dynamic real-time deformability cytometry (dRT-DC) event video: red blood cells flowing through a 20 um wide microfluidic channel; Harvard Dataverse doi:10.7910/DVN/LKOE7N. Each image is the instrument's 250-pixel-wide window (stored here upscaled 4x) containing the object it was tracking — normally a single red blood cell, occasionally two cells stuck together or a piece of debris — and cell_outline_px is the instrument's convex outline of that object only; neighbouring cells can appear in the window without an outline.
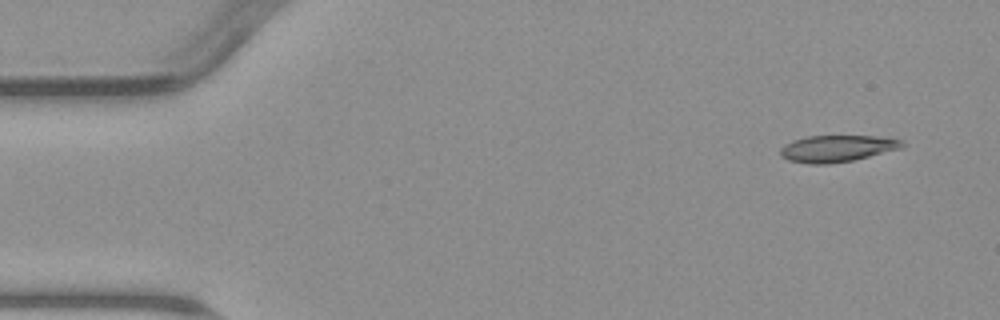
{"species": "common noctule bat (a hibernating species)", "species_latin": "Nyctalus noctula", "temperature_condition": "warm", "stored_images_in_passage": 5, "camera_frame_rate_fps": 3000, "um_per_image_px": 0.085, "animal": {"sex": "male", "body_mass_g": 23.1, "forearm_length_mm": 52.7}, "frame": {"image": 1, "passage_image": 1, "time_ms": 0.0, "image_size_px": [1000, 320], "cell_outline_px": [[904, 144], [900, 148], [852, 160], [828, 164], [808, 164], [788, 160], [780, 156], [780, 148], [784, 144], [792, 140], [808, 136], [888, 136], [900, 140]], "centroid_in_image_um": [71.09, 12.61], "position_along_channel_um": 13.9, "area_um2": 18.9}}
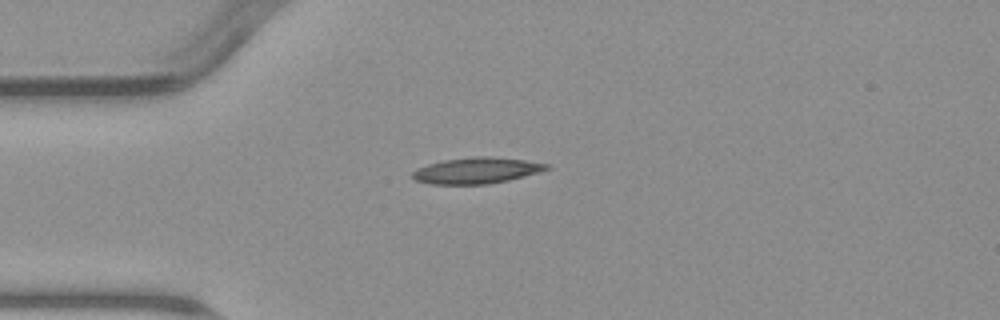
{"frame": {"image": 2, "passage_image": 4, "time_ms": 3.333, "image_size_px": [1000, 320], "cell_outline_px": [[552, 168], [540, 172], [508, 180], [488, 184], [428, 184], [416, 180], [412, 176], [412, 172], [428, 164], [444, 160], [472, 156], [488, 156], [524, 160], [548, 164]], "centroid_in_image_um": [40.53, 14.49], "position_along_channel_um": 44.5, "area_um2": 20.29}}
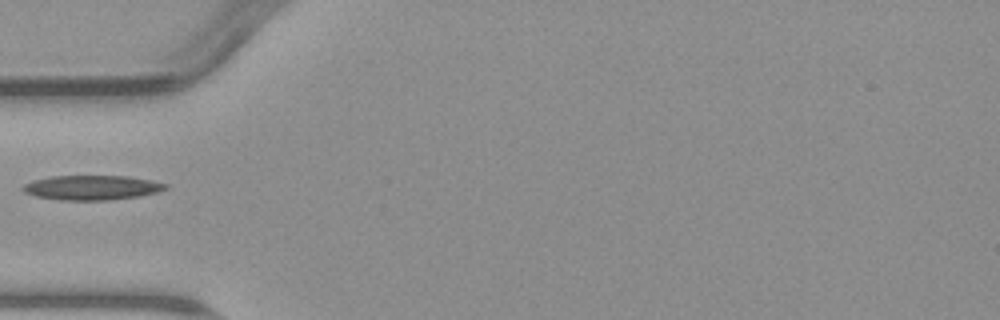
{"frame": {"image": 3, "passage_image": 5, "time_ms": 4.667, "image_size_px": [1000, 320], "cell_outline_px": [[168, 188], [156, 192], [140, 196], [108, 200], [60, 200], [36, 196], [24, 192], [20, 188], [24, 184], [32, 180], [52, 176], [128, 176], [168, 184]], "centroid_in_image_um": [7.77, 15.94], "position_along_channel_um": 77.2, "area_um2": 20.4}}